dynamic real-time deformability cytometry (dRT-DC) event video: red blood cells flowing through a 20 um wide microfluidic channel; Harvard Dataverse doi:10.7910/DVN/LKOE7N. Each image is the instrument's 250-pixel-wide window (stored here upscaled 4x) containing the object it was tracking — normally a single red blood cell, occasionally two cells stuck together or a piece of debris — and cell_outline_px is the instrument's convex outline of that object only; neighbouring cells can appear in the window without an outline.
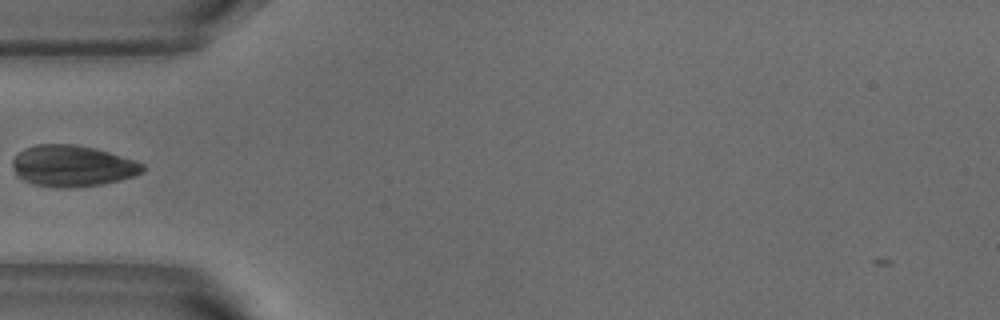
{"species": "common noctule bat (a hibernating species)", "species_latin": "Nyctalus noctula", "temperature_condition": "warm", "stored_images_in_passage": 40, "camera_frame_rate_fps": 3000, "um_per_image_px": 0.085, "animal": {"sex": "male", "body_mass_g": 18.8}, "frame": {"image": 1, "passage_image": 3, "time_ms": 0.667, "image_size_px": [1000, 320], "cell_outline_px": [[144, 172], [120, 180], [104, 184], [72, 188], [52, 188], [32, 184], [16, 176], [12, 168], [12, 160], [24, 148], [36, 144], [76, 144], [96, 148], [136, 160], [144, 164]], "centroid_in_image_um": [6.14, 14.11], "position_along_channel_um": 78.9, "area_um2": 31.79}}
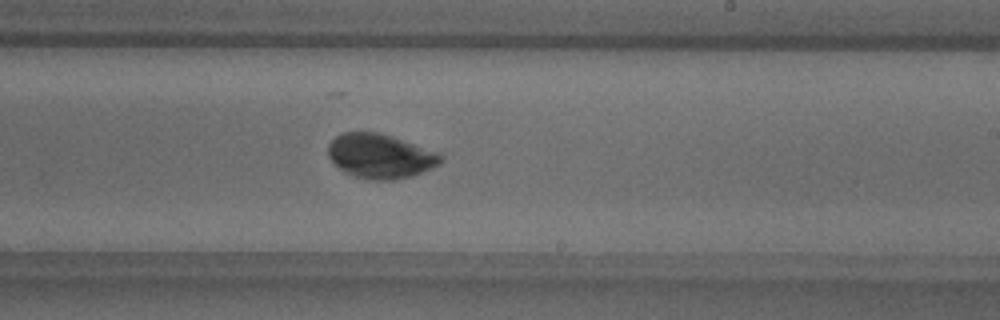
{"frame": {"image": 2, "passage_image": 17, "time_ms": 5.333, "image_size_px": [1000, 320], "cell_outline_px": [[444, 160], [440, 164], [432, 168], [412, 176], [396, 180], [368, 180], [344, 172], [328, 156], [328, 144], [336, 136], [344, 132], [376, 132], [392, 136], [440, 152], [444, 156]], "centroid_in_image_um": [32.37, 13.27], "position_along_channel_um": 256.6, "area_um2": 29.36}}
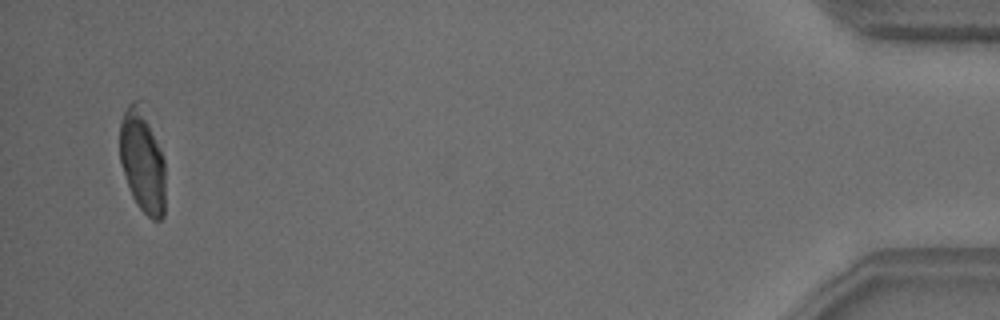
{"frame": {"image": 3, "passage_image": 37, "time_ms": 12.0, "image_size_px": [1000, 320], "cell_outline_px": [[164, 216], [160, 220], [152, 220], [136, 204], [132, 196], [120, 160], [120, 120], [128, 104], [132, 100], [140, 100], [160, 148], [164, 160]], "centroid_in_image_um": [12.1, 13.68], "position_along_channel_um": 423.1, "area_um2": 27.17}}